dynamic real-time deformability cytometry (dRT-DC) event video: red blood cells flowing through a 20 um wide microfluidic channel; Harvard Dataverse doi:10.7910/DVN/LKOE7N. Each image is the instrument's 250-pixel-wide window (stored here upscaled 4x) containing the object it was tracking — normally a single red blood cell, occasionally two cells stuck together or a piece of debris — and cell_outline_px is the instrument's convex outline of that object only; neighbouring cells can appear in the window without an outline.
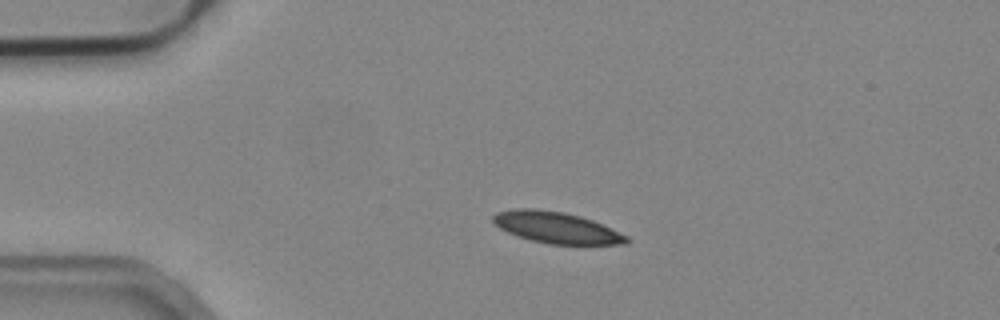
{"species": "common noctule bat (a hibernating species)", "species_latin": "Nyctalus noctula", "temperature_condition": "cold", "stored_images_in_passage": 43, "camera_frame_rate_fps": 3000, "um_per_image_px": 0.085, "animal": {"sex": "male", "body_mass_g": 19.2, "forearm_length_mm": 51.8}, "frame": {"image": 1, "passage_image": 1, "time_ms": 0.0, "image_size_px": [1000, 320], "cell_outline_px": [[632, 240], [628, 244], [548, 244], [532, 240], [508, 232], [500, 228], [492, 220], [492, 216], [496, 212], [520, 208], [528, 208], [564, 212], [580, 216], [592, 220], [628, 236]], "centroid_in_image_um": [47.32, 19.34], "position_along_channel_um": 37.7, "area_um2": 24.1}}
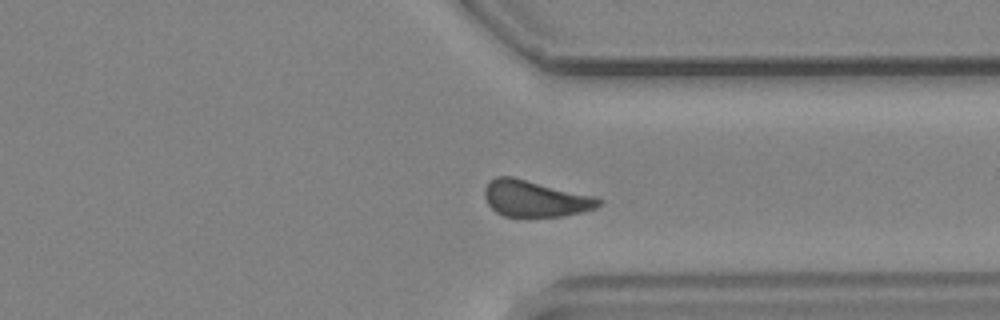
{"frame": {"image": 2, "passage_image": 30, "time_ms": 9.667, "image_size_px": [1000, 320], "cell_outline_px": [[604, 200], [596, 208], [584, 212], [560, 216], [504, 216], [496, 212], [488, 204], [484, 196], [484, 188], [488, 180], [496, 176], [512, 176], [596, 196]], "centroid_in_image_um": [45.49, 16.86], "position_along_channel_um": 365.9, "area_um2": 24.39}}
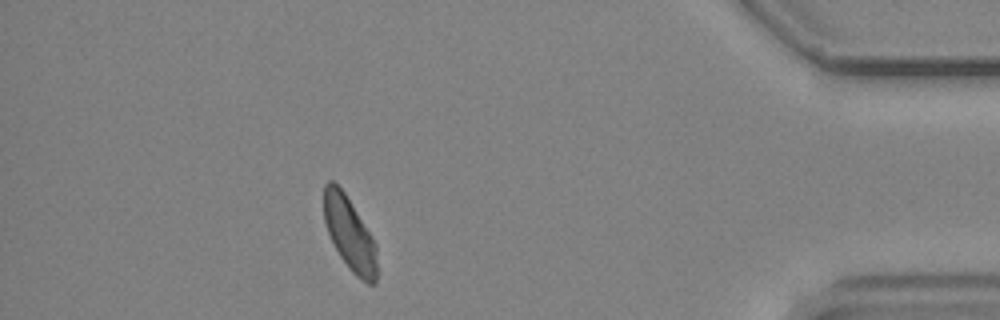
{"frame": {"image": 3, "passage_image": 37, "time_ms": 12.0, "image_size_px": [1000, 320], "cell_outline_px": [[376, 284], [368, 284], [356, 276], [352, 272], [340, 256], [328, 232], [324, 220], [324, 184], [328, 180], [332, 180], [344, 192], [372, 236], [376, 244]], "centroid_in_image_um": [29.72, 19.87], "position_along_channel_um": 405.5, "area_um2": 22.37}, "authors_computed_cell_mechanics": {"area_um2": 24.3916, "velocity_mm_per_s": 3.7806, "shape_relaxation_time_tau1_ms": 4.0038, "shape_relaxation_time_tau2_ms": 3.0415, "deformation_change_tau1": 0.1053, "deformation_change_tau2": 0.089}}